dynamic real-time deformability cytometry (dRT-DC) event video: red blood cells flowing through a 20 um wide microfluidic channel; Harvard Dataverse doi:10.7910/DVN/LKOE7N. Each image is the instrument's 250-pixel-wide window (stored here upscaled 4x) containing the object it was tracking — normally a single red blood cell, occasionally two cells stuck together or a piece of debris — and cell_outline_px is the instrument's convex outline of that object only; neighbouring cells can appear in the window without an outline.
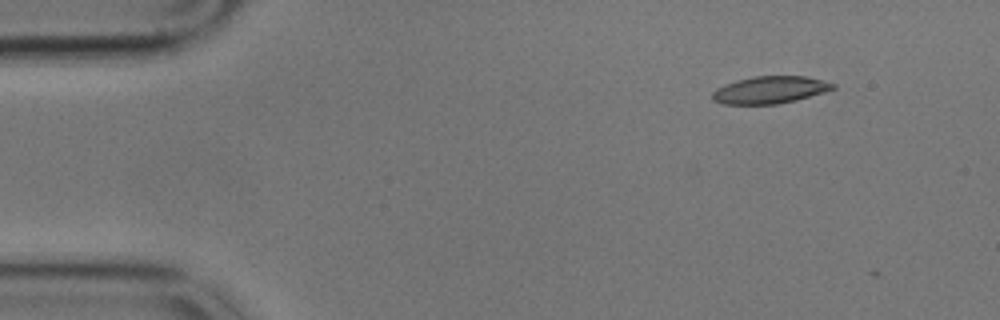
{"species": "common noctule bat (a hibernating species)", "species_latin": "Nyctalus noctula", "temperature_condition": "cold", "stored_images_in_passage": 6, "camera_frame_rate_fps": 3000, "um_per_image_px": 0.085, "animal": {"sex": "male", "body_mass_g": 17.9}, "frame": {"image": 1, "passage_image": 4, "time_ms": 1.0, "image_size_px": [1000, 320], "cell_outline_px": [[836, 88], [824, 92], [796, 100], [776, 104], [720, 104], [712, 100], [712, 92], [716, 88], [724, 84], [736, 80], [752, 76], [808, 76], [836, 84]], "centroid_in_image_um": [65.42, 7.63], "position_along_channel_um": 19.6, "area_um2": 19.31}}